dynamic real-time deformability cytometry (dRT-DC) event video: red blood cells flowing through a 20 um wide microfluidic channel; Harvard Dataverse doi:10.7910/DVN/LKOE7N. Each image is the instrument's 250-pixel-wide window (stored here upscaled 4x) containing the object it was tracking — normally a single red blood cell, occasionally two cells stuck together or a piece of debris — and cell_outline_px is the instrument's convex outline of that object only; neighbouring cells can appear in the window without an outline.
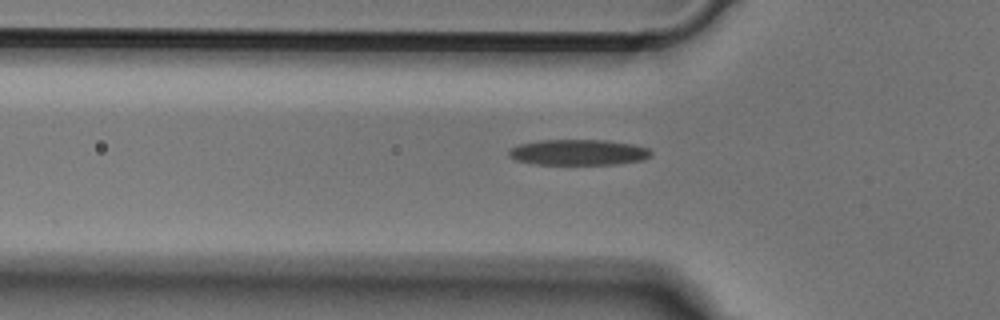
{"species": "Egyptian fruit bat (a non-hibernating species)", "species_latin": "Rousettus aegyptiacus", "temperature_condition": "cold", "stored_images_in_passage": 34, "camera_frame_rate_fps": 3000, "um_per_image_px": 0.085, "animal": {"sex": "male"}, "frame": {"image": 1, "passage_image": 3, "time_ms": 0.667, "image_size_px": [1000, 320], "cell_outline_px": [[652, 156], [644, 160], [616, 164], [536, 164], [516, 160], [508, 156], [508, 152], [512, 148], [520, 144], [540, 140], [604, 140], [632, 144], [648, 148], [652, 152]], "centroid_in_image_um": [49.19, 12.95], "position_along_channel_um": 76.6, "area_um2": 21.27}}
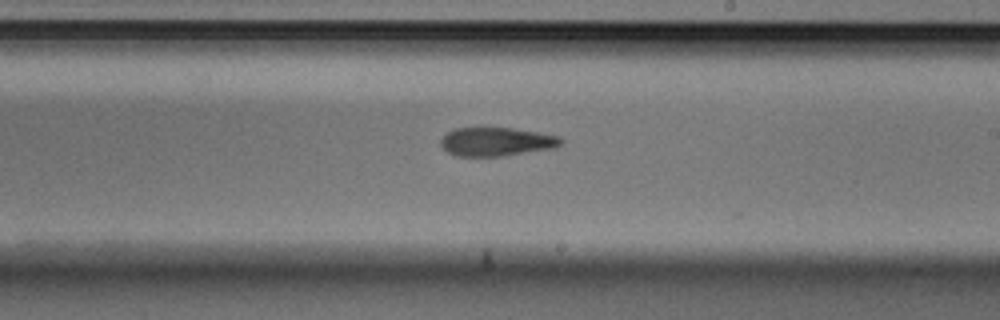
{"frame": {"image": 2, "passage_image": 16, "time_ms": 5.0, "image_size_px": [1000, 320], "cell_outline_px": [[564, 140], [556, 148], [504, 156], [456, 156], [448, 152], [440, 144], [440, 140], [448, 132], [456, 128], [512, 128], [560, 136]], "centroid_in_image_um": [42.22, 12.05], "position_along_channel_um": 246.8, "area_um2": 20.06}}
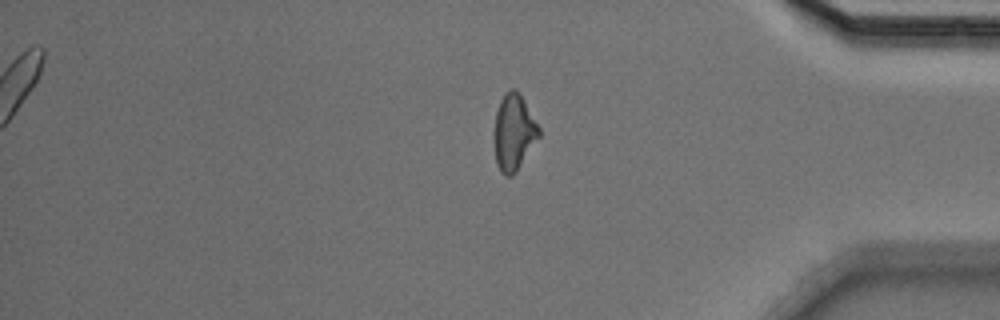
{"frame": {"image": 3, "passage_image": 29, "time_ms": 9.333, "image_size_px": [1000, 320], "cell_outline_px": [[540, 136], [516, 172], [512, 176], [504, 176], [500, 172], [496, 164], [492, 140], [492, 132], [496, 112], [500, 100], [504, 92], [508, 88], [516, 88], [520, 92], [540, 128]], "centroid_in_image_um": [43.63, 11.23], "position_along_channel_um": 391.6, "area_um2": 20.63}}